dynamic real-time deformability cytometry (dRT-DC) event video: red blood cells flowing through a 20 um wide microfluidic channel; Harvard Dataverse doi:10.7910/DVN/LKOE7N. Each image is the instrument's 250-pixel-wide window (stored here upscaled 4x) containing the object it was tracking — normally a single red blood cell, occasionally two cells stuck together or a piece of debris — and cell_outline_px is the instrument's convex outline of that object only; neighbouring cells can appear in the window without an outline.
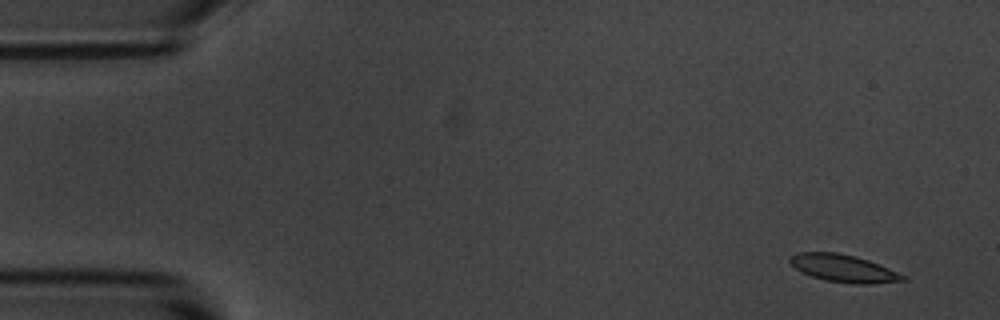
{"species": "common noctule bat (a hibernating species)", "species_latin": "Nyctalus noctula", "temperature_condition": "room temperature", "stored_images_in_passage": 11, "camera_frame_rate_fps": 3000, "um_per_image_px": 0.085, "animal": {"sex": "male", "body_mass_g": 20.1, "forearm_length_mm": 53.5}, "frame": {"image": 1, "passage_image": 2, "time_ms": 1.0, "image_size_px": [1000, 320], "cell_outline_px": [[908, 280], [868, 284], [852, 284], [824, 280], [812, 276], [796, 268], [788, 260], [792, 256], [800, 252], [836, 252], [856, 256], [868, 260], [888, 268], [904, 276]], "centroid_in_image_um": [71.7, 22.81], "position_along_channel_um": 13.3, "area_um2": 17.8}}
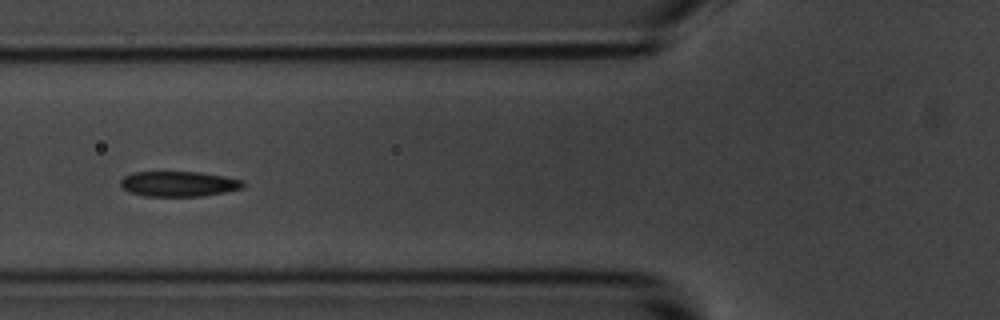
{"frame": {"image": 2, "passage_image": 6, "time_ms": 6.667, "image_size_px": [1000, 320], "cell_outline_px": [[244, 184], [240, 188], [224, 192], [200, 196], [144, 196], [128, 192], [120, 184], [120, 180], [124, 176], [132, 172], [200, 172], [224, 176], [244, 180]], "centroid_in_image_um": [15.15, 15.62], "position_along_channel_um": 110.6, "area_um2": 17.98}}
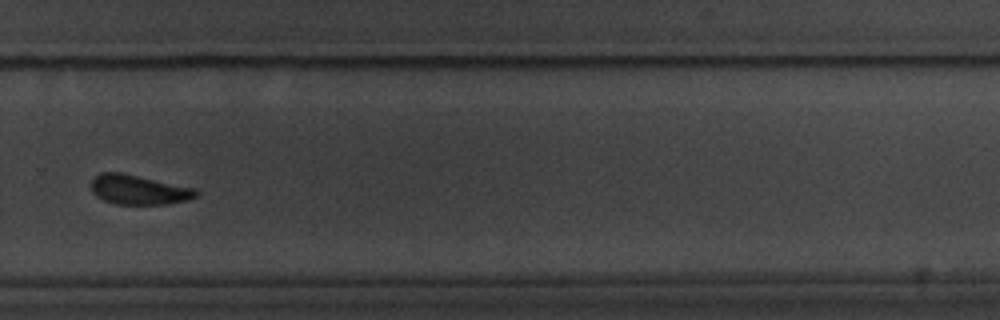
{"frame": {"image": 3, "passage_image": 11, "time_ms": 12.333, "image_size_px": [1000, 320], "cell_outline_px": [[200, 192], [196, 196], [188, 200], [168, 204], [116, 204], [104, 200], [96, 196], [92, 192], [92, 180], [100, 172], [120, 172], [196, 188]], "centroid_in_image_um": [11.81, 16.13], "position_along_channel_um": 318.0, "area_um2": 18.09}}